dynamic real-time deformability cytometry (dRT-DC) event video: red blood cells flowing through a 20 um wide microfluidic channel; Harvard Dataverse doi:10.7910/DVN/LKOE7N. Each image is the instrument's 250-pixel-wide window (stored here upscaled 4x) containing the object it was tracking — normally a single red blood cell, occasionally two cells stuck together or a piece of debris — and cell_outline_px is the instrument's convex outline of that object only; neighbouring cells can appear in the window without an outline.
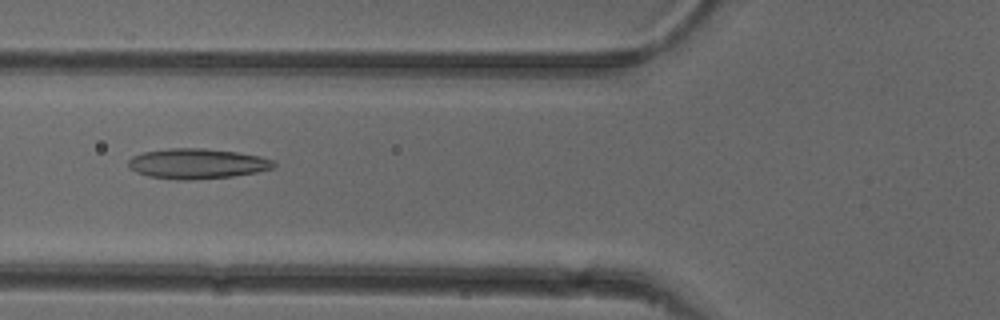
{"species": "common noctule bat (a hibernating species)", "species_latin": "Nyctalus noctula", "temperature_condition": "cold", "stored_images_in_passage": 51, "camera_frame_rate_fps": 3000, "um_per_image_px": 0.085, "animal": {"sex": "female"}, "frame": {"image": 1, "passage_image": 19, "time_ms": 6.0, "image_size_px": [1000, 320], "cell_outline_px": [[276, 168], [256, 172], [232, 176], [192, 180], [176, 180], [148, 176], [136, 172], [128, 168], [128, 160], [132, 156], [144, 152], [168, 148], [204, 148], [236, 152], [260, 156], [272, 160], [276, 164]], "centroid_in_image_um": [16.74, 13.91], "position_along_channel_um": 109.1, "area_um2": 25.72}}
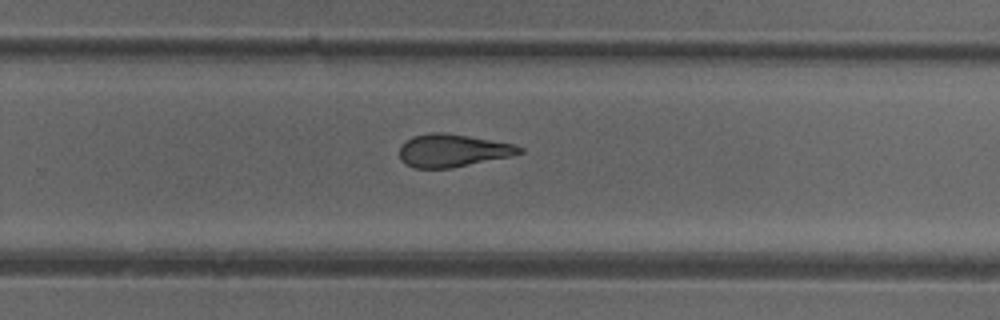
{"frame": {"image": 2, "passage_image": 33, "time_ms": 10.667, "image_size_px": [1000, 320], "cell_outline_px": [[524, 152], [512, 156], [452, 168], [412, 168], [404, 164], [400, 160], [400, 144], [412, 136], [428, 132], [444, 132], [516, 144], [524, 148]], "centroid_in_image_um": [38.47, 12.79], "position_along_channel_um": 291.3, "area_um2": 23.29}}
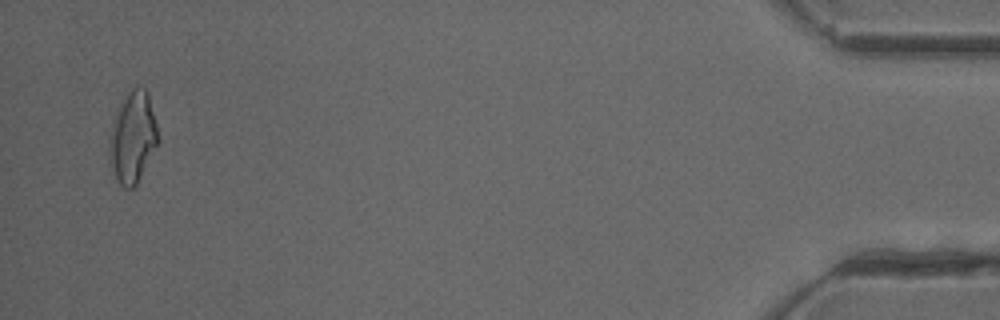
{"frame": {"image": 3, "passage_image": 50, "time_ms": 16.333, "image_size_px": [1000, 320], "cell_outline_px": [[160, 136], [136, 184], [132, 188], [124, 188], [116, 180], [108, 148], [108, 144], [112, 124], [116, 108], [120, 100], [136, 84], [140, 84], [148, 92]], "centroid_in_image_um": [11.27, 11.57], "position_along_channel_um": 423.9, "area_um2": 25.84}, "authors_computed_cell_mechanics": {"area_um2": 24.0448, "velocity_mm_per_s": 3.9043, "shape_relaxation_time_tau1_ms": null, "shape_relaxation_time_tau2_ms": 2.864, "deformation_change_tau1": null, "deformation_change_tau2": 0.1168}}